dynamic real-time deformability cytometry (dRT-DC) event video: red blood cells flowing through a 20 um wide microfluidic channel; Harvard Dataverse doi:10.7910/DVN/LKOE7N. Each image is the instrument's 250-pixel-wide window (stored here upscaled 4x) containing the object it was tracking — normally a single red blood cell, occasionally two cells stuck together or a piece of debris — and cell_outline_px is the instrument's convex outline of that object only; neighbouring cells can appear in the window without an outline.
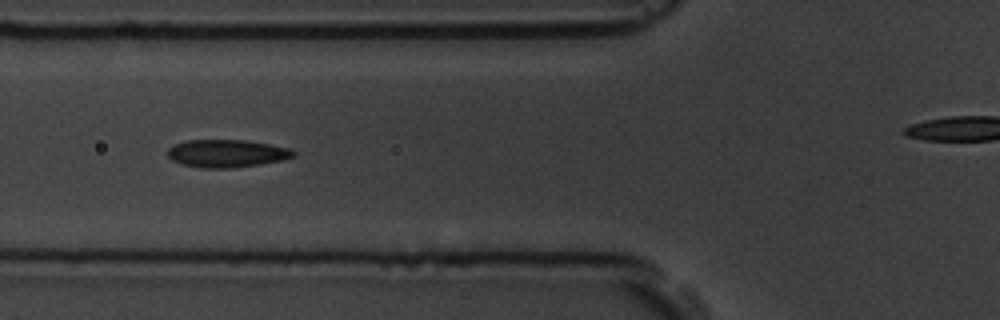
{"species": "common noctule bat (a hibernating species)", "species_latin": "Nyctalus noctula", "temperature_condition": "room temperature", "stored_images_in_passage": 8, "camera_frame_rate_fps": 3000, "um_per_image_px": 0.085, "animal": {"sex": "male", "body_mass_g": 19.5, "forearm_length_mm": 54.6}, "frame": {"image": 1, "passage_image": 6, "time_ms": 5.667, "image_size_px": [1000, 320], "cell_outline_px": [[296, 156], [280, 160], [260, 164], [228, 168], [200, 168], [180, 164], [172, 160], [168, 156], [168, 148], [172, 144], [188, 140], [244, 140], [268, 144], [288, 148], [296, 152]], "centroid_in_image_um": [19.22, 13.04], "position_along_channel_um": 106.6, "area_um2": 20.29}}
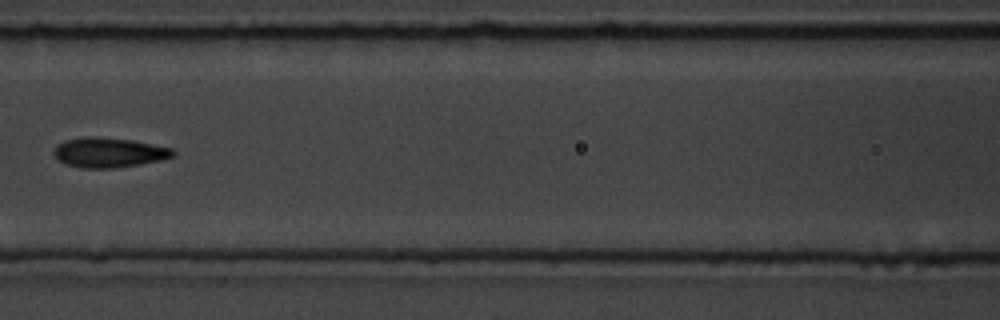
{"frame": {"image": 2, "passage_image": 7, "time_ms": 7.0, "image_size_px": [1000, 320], "cell_outline_px": [[176, 152], [172, 156], [160, 160], [140, 164], [116, 168], [84, 168], [68, 164], [60, 160], [56, 156], [56, 144], [64, 140], [84, 136], [88, 136], [132, 140], [172, 148]], "centroid_in_image_um": [9.27, 12.95], "position_along_channel_um": 157.3, "area_um2": 20.4}}
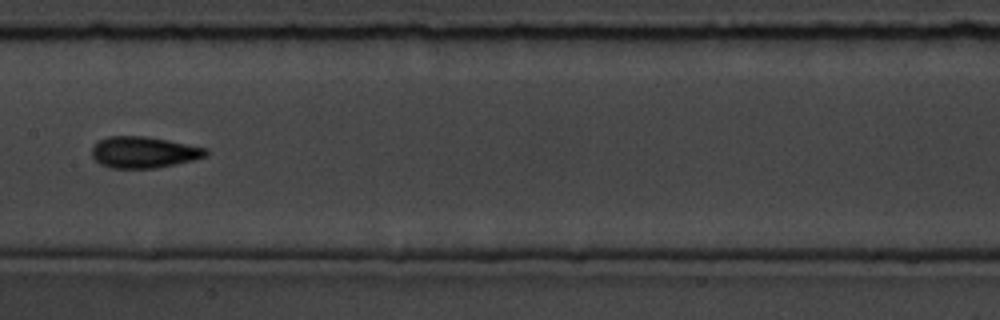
{"frame": {"image": 3, "passage_image": 8, "time_ms": 8.0, "image_size_px": [1000, 320], "cell_outline_px": [[208, 156], [192, 160], [156, 168], [112, 168], [100, 164], [92, 156], [92, 148], [100, 140], [108, 136], [144, 136], [168, 140], [208, 148]], "centroid_in_image_um": [12.24, 12.94], "position_along_channel_um": 195.2, "area_um2": 20.75}}